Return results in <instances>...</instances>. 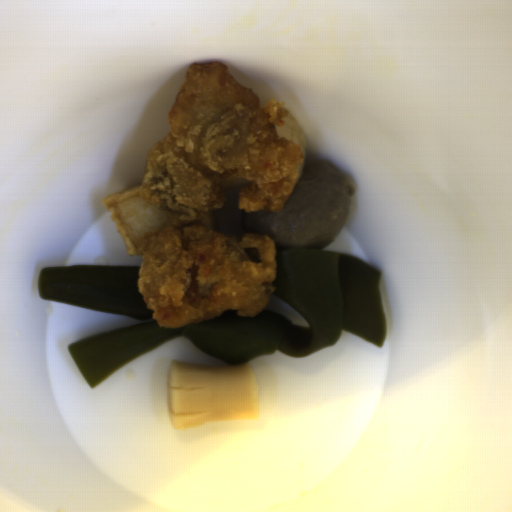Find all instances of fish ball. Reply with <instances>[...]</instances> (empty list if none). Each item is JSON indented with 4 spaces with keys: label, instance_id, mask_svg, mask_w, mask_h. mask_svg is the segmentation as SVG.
Here are the masks:
<instances>
[{
    "label": "fish ball",
    "instance_id": "745d8928",
    "mask_svg": "<svg viewBox=\"0 0 512 512\" xmlns=\"http://www.w3.org/2000/svg\"><path fill=\"white\" fill-rule=\"evenodd\" d=\"M203 223L210 227L213 231L218 233L219 223L216 210L202 217Z\"/></svg>",
    "mask_w": 512,
    "mask_h": 512
},
{
    "label": "fish ball",
    "instance_id": "53f4d19a",
    "mask_svg": "<svg viewBox=\"0 0 512 512\" xmlns=\"http://www.w3.org/2000/svg\"><path fill=\"white\" fill-rule=\"evenodd\" d=\"M288 115L289 116L285 118L284 123L281 126H277V129L280 138L296 143L304 154V160L299 167V177L297 179V181H299L303 174L306 158V134L296 118L290 114Z\"/></svg>",
    "mask_w": 512,
    "mask_h": 512
},
{
    "label": "fish ball",
    "instance_id": "b283a14b",
    "mask_svg": "<svg viewBox=\"0 0 512 512\" xmlns=\"http://www.w3.org/2000/svg\"><path fill=\"white\" fill-rule=\"evenodd\" d=\"M248 180L245 177H237L229 179L224 183L222 191L232 187H244L247 185Z\"/></svg>",
    "mask_w": 512,
    "mask_h": 512
},
{
    "label": "fish ball",
    "instance_id": "29854b86",
    "mask_svg": "<svg viewBox=\"0 0 512 512\" xmlns=\"http://www.w3.org/2000/svg\"><path fill=\"white\" fill-rule=\"evenodd\" d=\"M141 185L142 181L110 193L102 200L131 257H141L137 244L142 237L161 231L171 221L170 213L145 200Z\"/></svg>",
    "mask_w": 512,
    "mask_h": 512
}]
</instances>
